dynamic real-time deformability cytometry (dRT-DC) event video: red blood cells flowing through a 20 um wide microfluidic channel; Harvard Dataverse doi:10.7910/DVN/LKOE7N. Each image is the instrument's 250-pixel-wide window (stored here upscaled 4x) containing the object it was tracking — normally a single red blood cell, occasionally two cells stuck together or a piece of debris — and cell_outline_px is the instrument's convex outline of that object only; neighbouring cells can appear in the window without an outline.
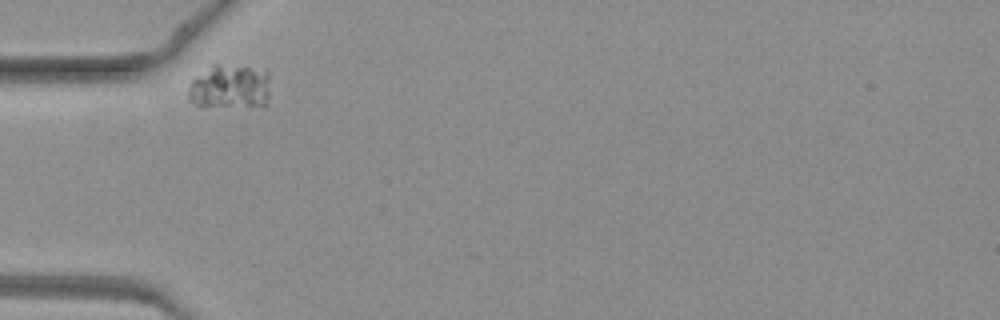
{"species": "common noctule bat (a hibernating species)", "species_latin": "Nyctalus noctula", "temperature_condition": "warm", "stored_images_in_passage": 28, "camera_frame_rate_fps": 3000, "um_per_image_px": 0.085, "animal": {"sex": "female", "body_mass_g": 19.3, "forearm_length_mm": 54.1}, "frame": {"image": 1, "passage_image": 1, "time_ms": 0.0, "image_size_px": [1000, 320], "cell_outline_px": [[268, 104], [264, 108], [200, 108], [188, 100], [188, 88], [192, 80], [196, 76], [212, 64], [216, 64], [268, 68]], "centroid_in_image_um": [19.56, 7.43], "position_along_channel_um": 65.4, "area_um2": 22.6}}
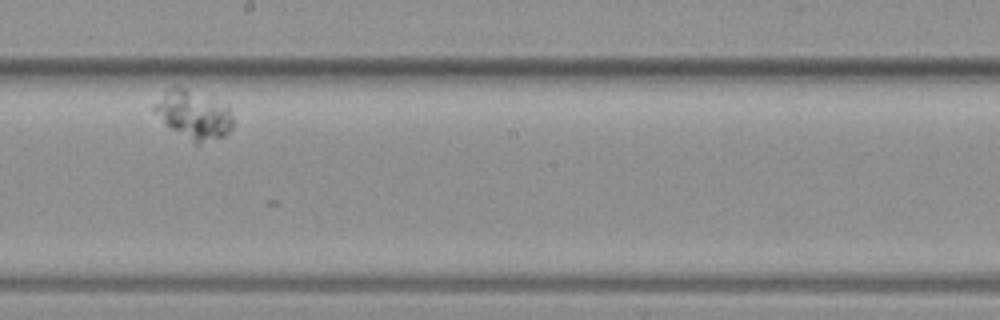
{"frame": {"image": 2, "passage_image": 15, "time_ms": 4.667, "image_size_px": [1000, 320], "cell_outline_px": [[232, 128], [224, 136], [200, 144], [196, 144], [164, 124], [152, 108], [168, 88], [172, 84], [176, 84], [228, 108], [232, 116]], "centroid_in_image_um": [16.41, 9.78], "position_along_channel_um": 231.8, "area_um2": 21.56}}
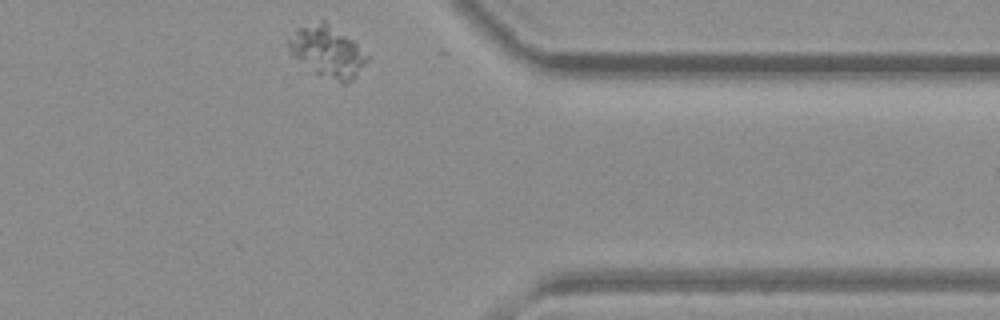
{"frame": {"image": 3, "passage_image": 28, "time_ms": 9.0, "image_size_px": [1000, 320], "cell_outline_px": [[368, 60], [356, 76], [348, 84], [340, 84], [316, 72], [292, 56], [288, 48], [288, 40], [296, 28], [320, 20], [324, 20], [352, 40], [368, 56]], "centroid_in_image_um": [27.82, 4.39], "position_along_channel_um": 383.6, "area_um2": 23.18}}